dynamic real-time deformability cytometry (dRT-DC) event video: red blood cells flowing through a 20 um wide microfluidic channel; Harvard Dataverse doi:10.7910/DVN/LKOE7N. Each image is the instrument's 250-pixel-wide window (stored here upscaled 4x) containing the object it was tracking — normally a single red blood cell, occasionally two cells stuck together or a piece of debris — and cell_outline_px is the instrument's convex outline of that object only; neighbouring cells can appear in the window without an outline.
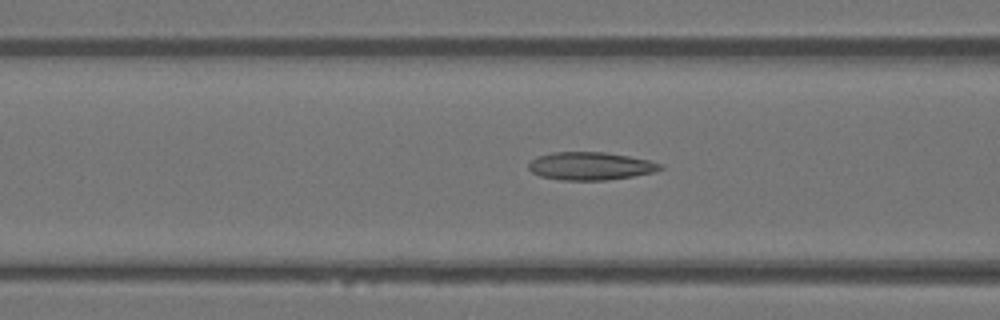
{"species": "Egyptian fruit bat (a non-hibernating species)", "species_latin": "Rousettus aegyptiacus", "temperature_condition": "warm", "stored_images_in_passage": 39, "camera_frame_rate_fps": 3000, "um_per_image_px": 0.085, "animal": {"sex": "female"}, "frame": {"image": 1, "passage_image": 10, "time_ms": 3.0, "image_size_px": [1000, 320], "cell_outline_px": [[664, 168], [656, 172], [608, 180], [560, 180], [540, 176], [532, 172], [528, 168], [528, 164], [536, 156], [552, 152], [604, 152], [628, 156], [648, 160], [664, 164]], "centroid_in_image_um": [50.2, 14.11], "position_along_channel_um": 116.4, "area_um2": 21.56}}
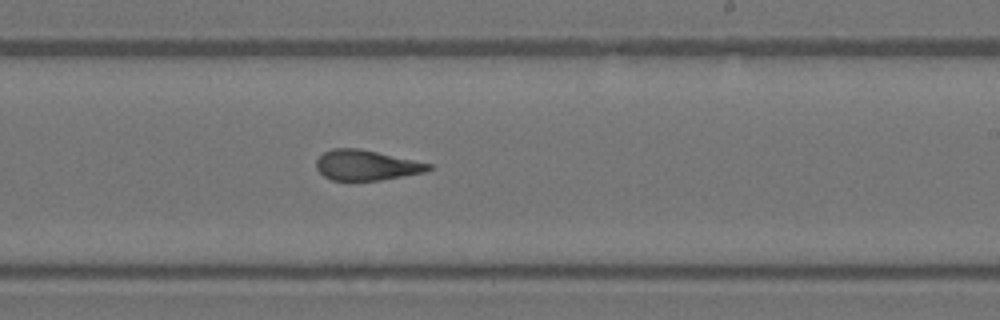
{"frame": {"image": 2, "passage_image": 20, "time_ms": 6.333, "image_size_px": [1000, 320], "cell_outline_px": [[432, 168], [424, 172], [380, 180], [332, 180], [324, 176], [316, 168], [316, 160], [324, 152], [332, 148], [360, 148], [432, 164]], "centroid_in_image_um": [31.11, 14.03], "position_along_channel_um": 257.9, "area_um2": 19.65}}
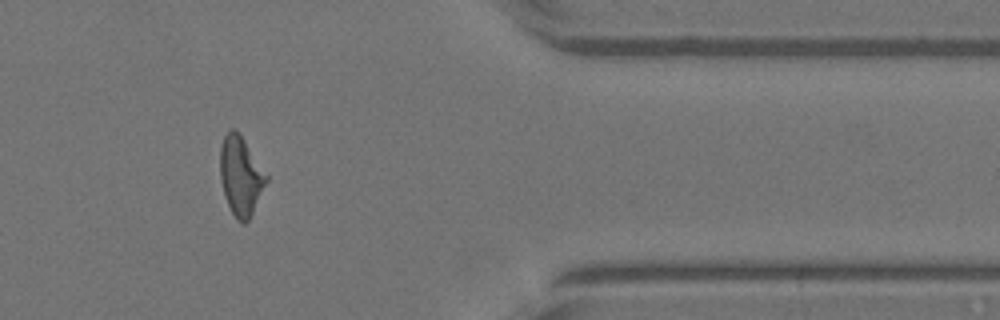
{"frame": {"image": 3, "passage_image": 31, "time_ms": 10.0, "image_size_px": [1000, 320], "cell_outline_px": [[268, 180], [248, 220], [244, 224], [236, 220], [228, 204], [224, 192], [220, 176], [220, 148], [224, 136], [232, 128], [240, 136], [268, 176]], "centroid_in_image_um": [20.45, 14.99], "position_along_channel_um": 391.0, "area_um2": 20.52}}